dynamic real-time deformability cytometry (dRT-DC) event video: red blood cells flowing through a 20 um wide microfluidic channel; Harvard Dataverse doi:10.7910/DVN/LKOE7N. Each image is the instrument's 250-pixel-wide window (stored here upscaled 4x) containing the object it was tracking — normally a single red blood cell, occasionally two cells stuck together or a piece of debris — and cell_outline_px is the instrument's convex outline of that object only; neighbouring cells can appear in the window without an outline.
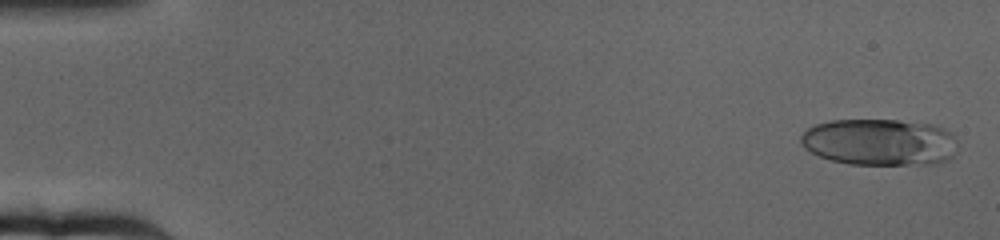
{"species": "human", "species_latin": "Homo sapiens", "temperature_condition": "cold", "stored_images_in_passage": 64, "camera_frame_rate_fps": 3000, "um_per_image_px": 0.085, "donor": {"sex": "female"}, "frame": {"image": 1, "passage_image": 2, "time_ms": 0.333, "image_size_px": [1000, 240], "cell_outline_px": [[956, 152], [948, 160], [932, 164], [848, 164], [832, 160], [820, 156], [804, 148], [800, 144], [800, 136], [808, 128], [816, 124], [832, 120], [896, 120], [932, 124], [944, 128], [952, 132], [956, 140]], "centroid_in_image_um": [74.79, 12.08], "position_along_channel_um": 10.2, "area_um2": 42.89}}
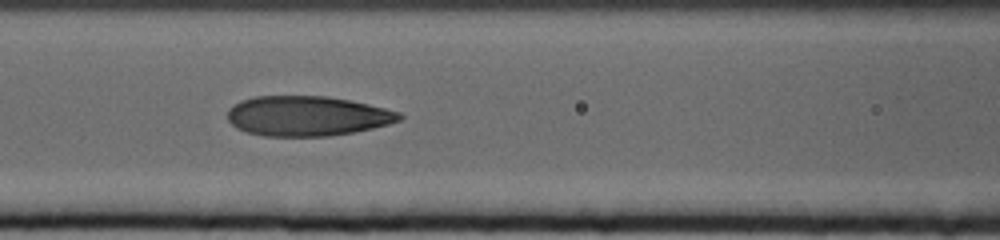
{"frame": {"image": 2, "passage_image": 28, "time_ms": 9.0, "image_size_px": [1000, 240], "cell_outline_px": [[404, 116], [400, 120], [388, 124], [372, 128], [352, 132], [328, 136], [264, 136], [248, 132], [236, 128], [228, 120], [228, 108], [232, 104], [240, 100], [256, 96], [328, 96], [368, 104], [400, 112]], "centroid_in_image_um": [26.08, 9.85], "position_along_channel_um": 140.5, "area_um2": 40.0}}
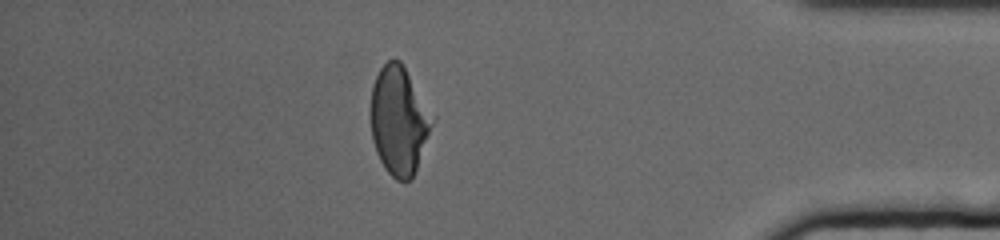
{"frame": {"image": 3, "passage_image": 56, "time_ms": 18.333, "image_size_px": [1000, 240], "cell_outline_px": [[436, 120], [412, 180], [396, 180], [384, 168], [376, 152], [372, 140], [372, 84], [380, 68], [388, 60], [400, 60], [436, 116]], "centroid_in_image_um": [33.97, 10.25], "position_along_channel_um": 401.2, "area_um2": 39.19}, "authors_computed_cell_mechanics": {"area_um2": 40.6045, "velocity_mm_per_s": 3.1731, "shape_relaxation_time_tau1_ms": 7.3316, "shape_relaxation_time_tau2_ms": 1.7232, "deformation_change_tau1": 0.228, "deformation_change_tau2": 0.0918}}